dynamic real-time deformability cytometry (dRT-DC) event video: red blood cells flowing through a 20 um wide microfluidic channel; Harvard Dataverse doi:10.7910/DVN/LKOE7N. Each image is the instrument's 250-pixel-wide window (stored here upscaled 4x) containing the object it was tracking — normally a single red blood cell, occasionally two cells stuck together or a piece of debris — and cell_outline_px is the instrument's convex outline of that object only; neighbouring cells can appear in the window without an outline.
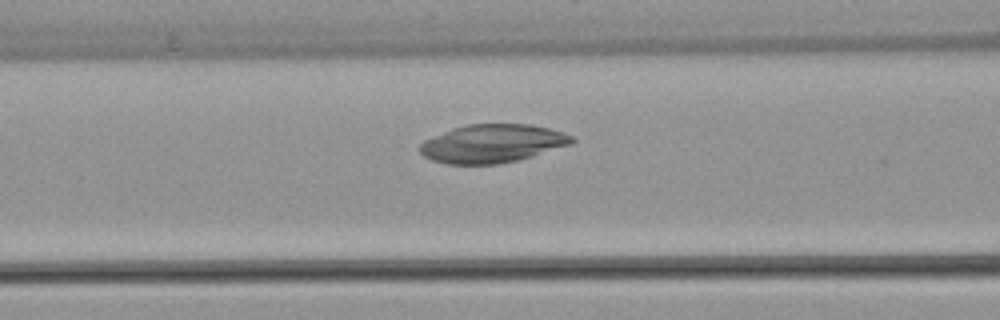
{"species": "common noctule bat (a hibernating species)", "species_latin": "Nyctalus noctula", "temperature_condition": "warm", "stored_images_in_passage": 40, "camera_frame_rate_fps": 3000, "um_per_image_px": 0.085, "animal": {"sex": "female", "body_mass_g": 22.7, "forearm_length_mm": 54.2}, "frame": {"image": 1, "passage_image": 9, "time_ms": 2.667, "image_size_px": [1000, 320], "cell_outline_px": [[576, 140], [572, 144], [532, 156], [500, 164], [444, 164], [432, 160], [424, 156], [416, 148], [424, 140], [452, 128], [468, 124], [532, 124], [548, 128], [572, 136]], "centroid_in_image_um": [41.82, 12.2], "position_along_channel_um": 124.8, "area_um2": 33.99}}
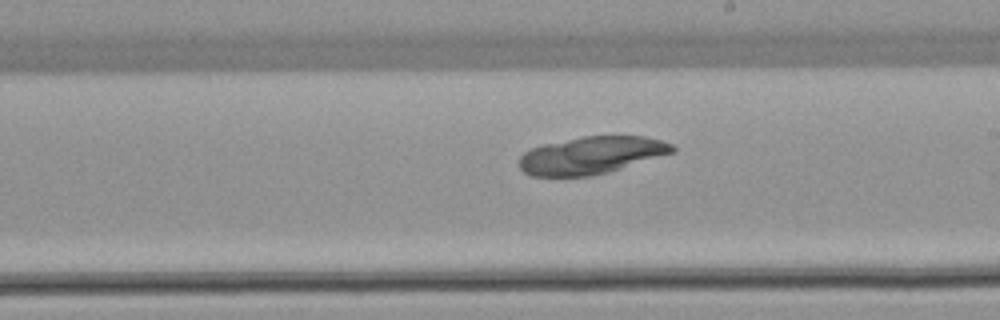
{"frame": {"image": 2, "passage_image": 18, "time_ms": 5.667, "image_size_px": [1000, 320], "cell_outline_px": [[676, 152], [608, 172], [592, 176], [532, 176], [524, 172], [520, 168], [520, 156], [524, 152], [532, 148], [544, 144], [584, 136], [644, 136], [660, 140], [672, 144], [676, 148]], "centroid_in_image_um": [50.29, 13.2], "position_along_channel_um": 238.7, "area_um2": 33.29}}
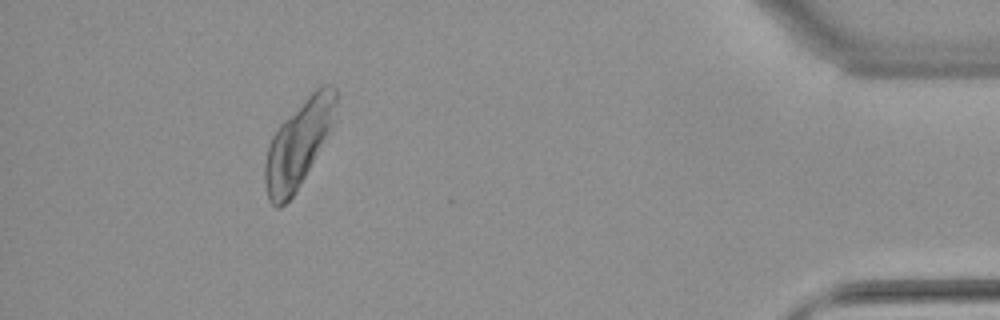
{"frame": {"image": 3, "passage_image": 36, "time_ms": 11.667, "image_size_px": [1000, 320], "cell_outline_px": [[336, 100], [332, 128], [296, 192], [280, 208], [276, 208], [268, 200], [264, 184], [264, 164], [268, 148], [272, 136], [276, 128], [320, 84], [332, 84], [336, 88]], "centroid_in_image_um": [25.34, 12.26], "position_along_channel_um": 409.9, "area_um2": 35.49}}